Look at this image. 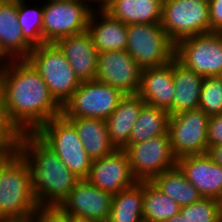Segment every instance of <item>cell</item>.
<instances>
[{"label": "cell", "instance_id": "cell-14", "mask_svg": "<svg viewBox=\"0 0 222 222\" xmlns=\"http://www.w3.org/2000/svg\"><path fill=\"white\" fill-rule=\"evenodd\" d=\"M113 195L81 179L57 207L63 214L107 222Z\"/></svg>", "mask_w": 222, "mask_h": 222}, {"label": "cell", "instance_id": "cell-22", "mask_svg": "<svg viewBox=\"0 0 222 222\" xmlns=\"http://www.w3.org/2000/svg\"><path fill=\"white\" fill-rule=\"evenodd\" d=\"M203 81V76L185 67L176 58L173 59L175 94L172 106L167 111L170 116L199 108L200 91Z\"/></svg>", "mask_w": 222, "mask_h": 222}, {"label": "cell", "instance_id": "cell-5", "mask_svg": "<svg viewBox=\"0 0 222 222\" xmlns=\"http://www.w3.org/2000/svg\"><path fill=\"white\" fill-rule=\"evenodd\" d=\"M35 133L79 179L88 177L92 159L81 143L75 126L63 115L50 119Z\"/></svg>", "mask_w": 222, "mask_h": 222}, {"label": "cell", "instance_id": "cell-12", "mask_svg": "<svg viewBox=\"0 0 222 222\" xmlns=\"http://www.w3.org/2000/svg\"><path fill=\"white\" fill-rule=\"evenodd\" d=\"M209 116L200 108L170 116L168 133L174 156L208 153L207 128Z\"/></svg>", "mask_w": 222, "mask_h": 222}, {"label": "cell", "instance_id": "cell-9", "mask_svg": "<svg viewBox=\"0 0 222 222\" xmlns=\"http://www.w3.org/2000/svg\"><path fill=\"white\" fill-rule=\"evenodd\" d=\"M123 151L137 181H152L163 171L177 166L169 133L139 143H129Z\"/></svg>", "mask_w": 222, "mask_h": 222}, {"label": "cell", "instance_id": "cell-42", "mask_svg": "<svg viewBox=\"0 0 222 222\" xmlns=\"http://www.w3.org/2000/svg\"><path fill=\"white\" fill-rule=\"evenodd\" d=\"M164 222H186L185 218L181 216L180 213L173 215L171 218Z\"/></svg>", "mask_w": 222, "mask_h": 222}, {"label": "cell", "instance_id": "cell-6", "mask_svg": "<svg viewBox=\"0 0 222 222\" xmlns=\"http://www.w3.org/2000/svg\"><path fill=\"white\" fill-rule=\"evenodd\" d=\"M126 52L141 69L166 65L175 58V44L161 24H128Z\"/></svg>", "mask_w": 222, "mask_h": 222}, {"label": "cell", "instance_id": "cell-36", "mask_svg": "<svg viewBox=\"0 0 222 222\" xmlns=\"http://www.w3.org/2000/svg\"><path fill=\"white\" fill-rule=\"evenodd\" d=\"M92 11H105L112 0H85ZM93 2V3H92ZM97 4V5H96ZM96 5V6H95ZM100 6V7H99ZM97 8V9H96Z\"/></svg>", "mask_w": 222, "mask_h": 222}, {"label": "cell", "instance_id": "cell-33", "mask_svg": "<svg viewBox=\"0 0 222 222\" xmlns=\"http://www.w3.org/2000/svg\"><path fill=\"white\" fill-rule=\"evenodd\" d=\"M208 150L222 145V114L209 117L207 128Z\"/></svg>", "mask_w": 222, "mask_h": 222}, {"label": "cell", "instance_id": "cell-10", "mask_svg": "<svg viewBox=\"0 0 222 222\" xmlns=\"http://www.w3.org/2000/svg\"><path fill=\"white\" fill-rule=\"evenodd\" d=\"M43 3V44L87 30L92 10L85 0Z\"/></svg>", "mask_w": 222, "mask_h": 222}, {"label": "cell", "instance_id": "cell-21", "mask_svg": "<svg viewBox=\"0 0 222 222\" xmlns=\"http://www.w3.org/2000/svg\"><path fill=\"white\" fill-rule=\"evenodd\" d=\"M144 104L138 94L124 95L117 108L105 120L108 136L116 149L123 150L129 144L132 127Z\"/></svg>", "mask_w": 222, "mask_h": 222}, {"label": "cell", "instance_id": "cell-40", "mask_svg": "<svg viewBox=\"0 0 222 222\" xmlns=\"http://www.w3.org/2000/svg\"><path fill=\"white\" fill-rule=\"evenodd\" d=\"M6 59V60H5ZM11 59L3 52V50L0 47V70L7 65Z\"/></svg>", "mask_w": 222, "mask_h": 222}, {"label": "cell", "instance_id": "cell-24", "mask_svg": "<svg viewBox=\"0 0 222 222\" xmlns=\"http://www.w3.org/2000/svg\"><path fill=\"white\" fill-rule=\"evenodd\" d=\"M67 120L75 126L81 143L92 160L108 156L117 150L110 141L105 120L95 118Z\"/></svg>", "mask_w": 222, "mask_h": 222}, {"label": "cell", "instance_id": "cell-4", "mask_svg": "<svg viewBox=\"0 0 222 222\" xmlns=\"http://www.w3.org/2000/svg\"><path fill=\"white\" fill-rule=\"evenodd\" d=\"M26 60L42 77L61 107L81 84L69 61L54 43L33 47Z\"/></svg>", "mask_w": 222, "mask_h": 222}, {"label": "cell", "instance_id": "cell-39", "mask_svg": "<svg viewBox=\"0 0 222 222\" xmlns=\"http://www.w3.org/2000/svg\"><path fill=\"white\" fill-rule=\"evenodd\" d=\"M64 215L69 219V222H98L96 220L89 219V218L77 217V216L68 215V214H64Z\"/></svg>", "mask_w": 222, "mask_h": 222}, {"label": "cell", "instance_id": "cell-37", "mask_svg": "<svg viewBox=\"0 0 222 222\" xmlns=\"http://www.w3.org/2000/svg\"><path fill=\"white\" fill-rule=\"evenodd\" d=\"M208 155L214 162L222 166V145L214 146L208 150Z\"/></svg>", "mask_w": 222, "mask_h": 222}, {"label": "cell", "instance_id": "cell-11", "mask_svg": "<svg viewBox=\"0 0 222 222\" xmlns=\"http://www.w3.org/2000/svg\"><path fill=\"white\" fill-rule=\"evenodd\" d=\"M175 58L196 74L222 76V32L198 34L175 44Z\"/></svg>", "mask_w": 222, "mask_h": 222}, {"label": "cell", "instance_id": "cell-28", "mask_svg": "<svg viewBox=\"0 0 222 222\" xmlns=\"http://www.w3.org/2000/svg\"><path fill=\"white\" fill-rule=\"evenodd\" d=\"M142 205L145 222H164L180 211L179 204L163 194L151 181H144Z\"/></svg>", "mask_w": 222, "mask_h": 222}, {"label": "cell", "instance_id": "cell-15", "mask_svg": "<svg viewBox=\"0 0 222 222\" xmlns=\"http://www.w3.org/2000/svg\"><path fill=\"white\" fill-rule=\"evenodd\" d=\"M86 180L112 195L137 182L130 169L126 153L118 149L108 156L92 160Z\"/></svg>", "mask_w": 222, "mask_h": 222}, {"label": "cell", "instance_id": "cell-19", "mask_svg": "<svg viewBox=\"0 0 222 222\" xmlns=\"http://www.w3.org/2000/svg\"><path fill=\"white\" fill-rule=\"evenodd\" d=\"M87 31L98 53L126 50L127 25L113 18L106 11L91 12Z\"/></svg>", "mask_w": 222, "mask_h": 222}, {"label": "cell", "instance_id": "cell-2", "mask_svg": "<svg viewBox=\"0 0 222 222\" xmlns=\"http://www.w3.org/2000/svg\"><path fill=\"white\" fill-rule=\"evenodd\" d=\"M28 163L35 199L40 208H57L81 180L35 132H26L18 152Z\"/></svg>", "mask_w": 222, "mask_h": 222}, {"label": "cell", "instance_id": "cell-8", "mask_svg": "<svg viewBox=\"0 0 222 222\" xmlns=\"http://www.w3.org/2000/svg\"><path fill=\"white\" fill-rule=\"evenodd\" d=\"M124 94L98 80L81 82L70 99L62 106L66 119L95 118L106 120L117 108Z\"/></svg>", "mask_w": 222, "mask_h": 222}, {"label": "cell", "instance_id": "cell-17", "mask_svg": "<svg viewBox=\"0 0 222 222\" xmlns=\"http://www.w3.org/2000/svg\"><path fill=\"white\" fill-rule=\"evenodd\" d=\"M69 61L81 82L95 80L98 67V52L86 30L61 38L54 43Z\"/></svg>", "mask_w": 222, "mask_h": 222}, {"label": "cell", "instance_id": "cell-31", "mask_svg": "<svg viewBox=\"0 0 222 222\" xmlns=\"http://www.w3.org/2000/svg\"><path fill=\"white\" fill-rule=\"evenodd\" d=\"M179 213L186 222H221L218 200L201 197L193 204L180 207Z\"/></svg>", "mask_w": 222, "mask_h": 222}, {"label": "cell", "instance_id": "cell-26", "mask_svg": "<svg viewBox=\"0 0 222 222\" xmlns=\"http://www.w3.org/2000/svg\"><path fill=\"white\" fill-rule=\"evenodd\" d=\"M151 182L163 194L178 203L180 207L193 204L202 197L193 184L186 179L178 166L163 171Z\"/></svg>", "mask_w": 222, "mask_h": 222}, {"label": "cell", "instance_id": "cell-43", "mask_svg": "<svg viewBox=\"0 0 222 222\" xmlns=\"http://www.w3.org/2000/svg\"><path fill=\"white\" fill-rule=\"evenodd\" d=\"M218 203H219L220 220H221V222H222V195H221V197L218 199Z\"/></svg>", "mask_w": 222, "mask_h": 222}, {"label": "cell", "instance_id": "cell-30", "mask_svg": "<svg viewBox=\"0 0 222 222\" xmlns=\"http://www.w3.org/2000/svg\"><path fill=\"white\" fill-rule=\"evenodd\" d=\"M199 108L209 117L222 114V76L204 77Z\"/></svg>", "mask_w": 222, "mask_h": 222}, {"label": "cell", "instance_id": "cell-41", "mask_svg": "<svg viewBox=\"0 0 222 222\" xmlns=\"http://www.w3.org/2000/svg\"><path fill=\"white\" fill-rule=\"evenodd\" d=\"M0 222H37V219L36 216H32L23 219L0 220Z\"/></svg>", "mask_w": 222, "mask_h": 222}, {"label": "cell", "instance_id": "cell-44", "mask_svg": "<svg viewBox=\"0 0 222 222\" xmlns=\"http://www.w3.org/2000/svg\"><path fill=\"white\" fill-rule=\"evenodd\" d=\"M50 2H56V1H67V0H48Z\"/></svg>", "mask_w": 222, "mask_h": 222}, {"label": "cell", "instance_id": "cell-16", "mask_svg": "<svg viewBox=\"0 0 222 222\" xmlns=\"http://www.w3.org/2000/svg\"><path fill=\"white\" fill-rule=\"evenodd\" d=\"M177 166L202 197L219 199L222 195V166L207 154L177 159Z\"/></svg>", "mask_w": 222, "mask_h": 222}, {"label": "cell", "instance_id": "cell-38", "mask_svg": "<svg viewBox=\"0 0 222 222\" xmlns=\"http://www.w3.org/2000/svg\"><path fill=\"white\" fill-rule=\"evenodd\" d=\"M18 153H2L0 154V179L4 167L17 155Z\"/></svg>", "mask_w": 222, "mask_h": 222}, {"label": "cell", "instance_id": "cell-25", "mask_svg": "<svg viewBox=\"0 0 222 222\" xmlns=\"http://www.w3.org/2000/svg\"><path fill=\"white\" fill-rule=\"evenodd\" d=\"M144 181L113 195L107 222H143Z\"/></svg>", "mask_w": 222, "mask_h": 222}, {"label": "cell", "instance_id": "cell-29", "mask_svg": "<svg viewBox=\"0 0 222 222\" xmlns=\"http://www.w3.org/2000/svg\"><path fill=\"white\" fill-rule=\"evenodd\" d=\"M25 2L17 0L18 23L24 39L36 47L43 44V3L33 7Z\"/></svg>", "mask_w": 222, "mask_h": 222}, {"label": "cell", "instance_id": "cell-20", "mask_svg": "<svg viewBox=\"0 0 222 222\" xmlns=\"http://www.w3.org/2000/svg\"><path fill=\"white\" fill-rule=\"evenodd\" d=\"M0 47L11 60L26 59L33 49L19 27L17 0H0Z\"/></svg>", "mask_w": 222, "mask_h": 222}, {"label": "cell", "instance_id": "cell-45", "mask_svg": "<svg viewBox=\"0 0 222 222\" xmlns=\"http://www.w3.org/2000/svg\"><path fill=\"white\" fill-rule=\"evenodd\" d=\"M200 1H203L209 4L212 0H200Z\"/></svg>", "mask_w": 222, "mask_h": 222}, {"label": "cell", "instance_id": "cell-35", "mask_svg": "<svg viewBox=\"0 0 222 222\" xmlns=\"http://www.w3.org/2000/svg\"><path fill=\"white\" fill-rule=\"evenodd\" d=\"M37 222H69L58 208H40L36 215Z\"/></svg>", "mask_w": 222, "mask_h": 222}, {"label": "cell", "instance_id": "cell-1", "mask_svg": "<svg viewBox=\"0 0 222 222\" xmlns=\"http://www.w3.org/2000/svg\"><path fill=\"white\" fill-rule=\"evenodd\" d=\"M0 94L11 120L23 133L36 132L62 107L26 59L11 60L0 70Z\"/></svg>", "mask_w": 222, "mask_h": 222}, {"label": "cell", "instance_id": "cell-7", "mask_svg": "<svg viewBox=\"0 0 222 222\" xmlns=\"http://www.w3.org/2000/svg\"><path fill=\"white\" fill-rule=\"evenodd\" d=\"M160 24L174 44L208 33L209 4L200 0H163Z\"/></svg>", "mask_w": 222, "mask_h": 222}, {"label": "cell", "instance_id": "cell-27", "mask_svg": "<svg viewBox=\"0 0 222 222\" xmlns=\"http://www.w3.org/2000/svg\"><path fill=\"white\" fill-rule=\"evenodd\" d=\"M170 115L164 109L144 104L134 126L129 143H139L168 133Z\"/></svg>", "mask_w": 222, "mask_h": 222}, {"label": "cell", "instance_id": "cell-34", "mask_svg": "<svg viewBox=\"0 0 222 222\" xmlns=\"http://www.w3.org/2000/svg\"><path fill=\"white\" fill-rule=\"evenodd\" d=\"M210 32H222V0L209 3Z\"/></svg>", "mask_w": 222, "mask_h": 222}, {"label": "cell", "instance_id": "cell-18", "mask_svg": "<svg viewBox=\"0 0 222 222\" xmlns=\"http://www.w3.org/2000/svg\"><path fill=\"white\" fill-rule=\"evenodd\" d=\"M137 94L145 104L168 111L175 94L173 60L163 66L142 69Z\"/></svg>", "mask_w": 222, "mask_h": 222}, {"label": "cell", "instance_id": "cell-13", "mask_svg": "<svg viewBox=\"0 0 222 222\" xmlns=\"http://www.w3.org/2000/svg\"><path fill=\"white\" fill-rule=\"evenodd\" d=\"M142 69L134 58L124 51L98 53V67L95 80L106 83L124 95L138 93Z\"/></svg>", "mask_w": 222, "mask_h": 222}, {"label": "cell", "instance_id": "cell-23", "mask_svg": "<svg viewBox=\"0 0 222 222\" xmlns=\"http://www.w3.org/2000/svg\"><path fill=\"white\" fill-rule=\"evenodd\" d=\"M163 0H112L106 12L122 23L160 24Z\"/></svg>", "mask_w": 222, "mask_h": 222}, {"label": "cell", "instance_id": "cell-32", "mask_svg": "<svg viewBox=\"0 0 222 222\" xmlns=\"http://www.w3.org/2000/svg\"><path fill=\"white\" fill-rule=\"evenodd\" d=\"M23 134L11 120L0 94V154L18 153Z\"/></svg>", "mask_w": 222, "mask_h": 222}, {"label": "cell", "instance_id": "cell-3", "mask_svg": "<svg viewBox=\"0 0 222 222\" xmlns=\"http://www.w3.org/2000/svg\"><path fill=\"white\" fill-rule=\"evenodd\" d=\"M40 207L35 199L30 168L18 153L3 169L0 179V220L36 216Z\"/></svg>", "mask_w": 222, "mask_h": 222}]
</instances>
